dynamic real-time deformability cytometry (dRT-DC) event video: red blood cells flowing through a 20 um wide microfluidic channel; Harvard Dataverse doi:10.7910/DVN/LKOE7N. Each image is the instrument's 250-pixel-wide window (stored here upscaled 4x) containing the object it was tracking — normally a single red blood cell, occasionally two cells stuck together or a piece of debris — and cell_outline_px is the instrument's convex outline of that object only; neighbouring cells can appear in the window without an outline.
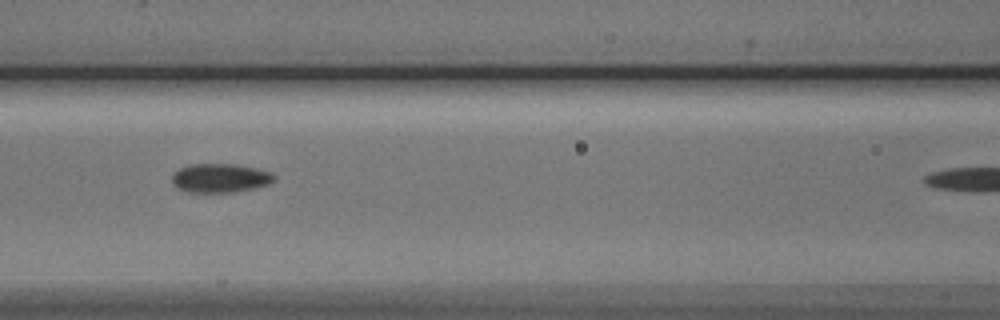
{"species": "Egyptian fruit bat (a non-hibernating species)", "species_latin": "Rousettus aegyptiacus", "temperature_condition": "cold", "stored_images_in_passage": 6, "camera_frame_rate_fps": 3000, "um_per_image_px": 0.085, "animal": {"sex": "male"}, "frame": {"image": 1, "passage_image": 5, "time_ms": 5.333, "image_size_px": [1000, 320], "cell_outline_px": [[276, 180], [268, 184], [252, 188], [232, 192], [188, 192], [176, 188], [172, 184], [172, 176], [180, 168], [192, 164], [236, 164], [256, 168], [272, 172], [276, 176]], "centroid_in_image_um": [18.72, 15.13], "position_along_channel_um": 147.9, "area_um2": 17.22}}